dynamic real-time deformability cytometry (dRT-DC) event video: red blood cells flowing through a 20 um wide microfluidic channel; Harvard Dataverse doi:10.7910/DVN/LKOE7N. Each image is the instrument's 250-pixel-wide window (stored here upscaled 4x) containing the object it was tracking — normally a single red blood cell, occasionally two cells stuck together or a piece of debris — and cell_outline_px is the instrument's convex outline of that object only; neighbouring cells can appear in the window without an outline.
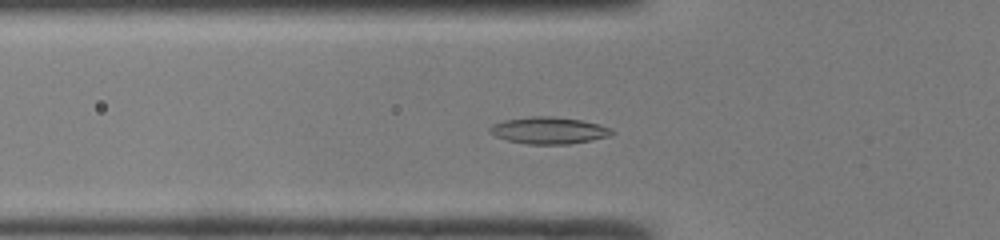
{"species": "common noctule bat (a hibernating species)", "species_latin": "Nyctalus noctula", "temperature_condition": "room temperature", "stored_images_in_passage": 43, "camera_frame_rate_fps": 3000, "um_per_image_px": 0.085, "animal": {"sex": "male", "body_mass_g": 19.0, "forearm_length_mm": 50.8}, "frame": {"image": 1, "passage_image": 12, "time_ms": 3.667, "image_size_px": [1000, 240], "cell_outline_px": [[616, 132], [608, 136], [592, 140], [568, 144], [528, 144], [508, 140], [496, 136], [488, 132], [488, 128], [492, 124], [504, 120], [532, 116], [548, 116], [580, 120], [600, 124], [612, 128]], "centroid_in_image_um": [46.65, 11.08], "position_along_channel_um": 79.1, "area_um2": 19.07}}
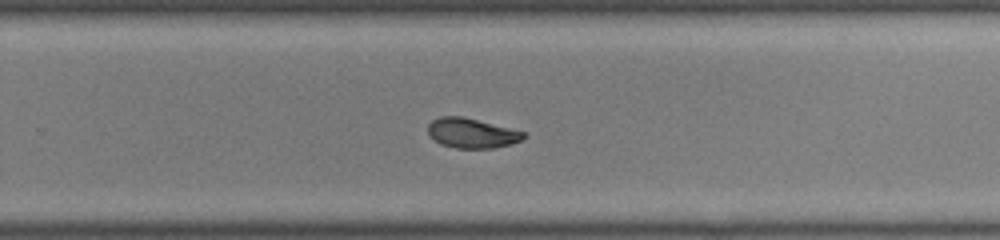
{"frame": {"image": 2, "passage_image": 27, "time_ms": 8.667, "image_size_px": [1000, 240], "cell_outline_px": [[528, 136], [512, 144], [492, 148], [456, 148], [440, 144], [428, 132], [428, 124], [432, 120], [440, 116], [460, 116], [524, 132]], "centroid_in_image_um": [40.09, 11.32], "position_along_channel_um": 289.7, "area_um2": 16.3}}
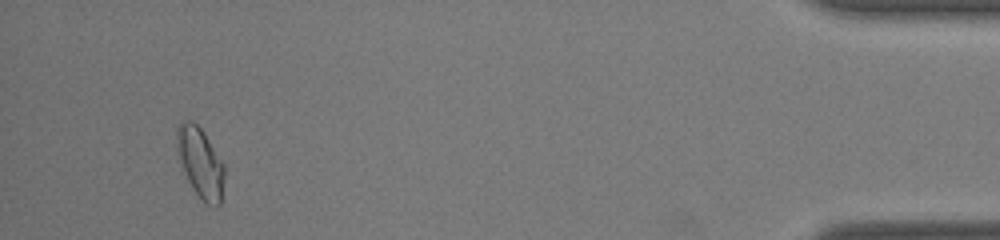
{"frame": {"image": 3, "passage_image": 41, "time_ms": 13.333, "image_size_px": [1000, 240], "cell_outline_px": [[224, 176], [220, 204], [216, 208], [204, 204], [192, 188], [184, 172], [180, 160], [176, 136], [176, 128], [180, 120], [192, 120], [200, 128], [224, 164]], "centroid_in_image_um": [17.03, 13.85], "position_along_channel_um": 418.2, "area_um2": 19.31}, "authors_computed_cell_mechanics": {"area_um2": 17.5712, "velocity_mm_per_s": 4.2199, "shape_relaxation_time_tau1_ms": 5.1768, "shape_relaxation_time_tau2_ms": 2.9247, "deformation_change_tau1": 0.1435, "deformation_change_tau2": 0.0739}}